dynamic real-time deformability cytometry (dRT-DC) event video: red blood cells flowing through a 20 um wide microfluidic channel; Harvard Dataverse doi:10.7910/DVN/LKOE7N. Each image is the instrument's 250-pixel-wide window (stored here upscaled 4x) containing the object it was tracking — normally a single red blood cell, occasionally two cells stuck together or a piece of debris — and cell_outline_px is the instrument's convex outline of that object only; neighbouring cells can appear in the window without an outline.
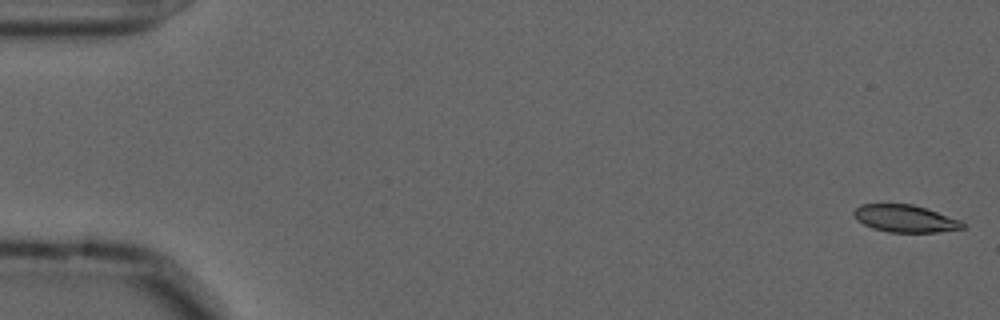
{"species": "common noctule bat (a hibernating species)", "species_latin": "Nyctalus noctula", "temperature_condition": "cold", "stored_images_in_passage": 57, "camera_frame_rate_fps": 3000, "um_per_image_px": 0.085, "animal": {"sex": "male", "forearm_length_mm": 52.5}, "frame": {"image": 1, "passage_image": 1, "time_ms": 0.0, "image_size_px": [1000, 320], "cell_outline_px": [[964, 228], [936, 232], [888, 232], [872, 228], [856, 220], [852, 212], [860, 204], [912, 204], [960, 220], [964, 224]], "centroid_in_image_um": [76.88, 18.58], "position_along_channel_um": 8.1, "area_um2": 17.11}}
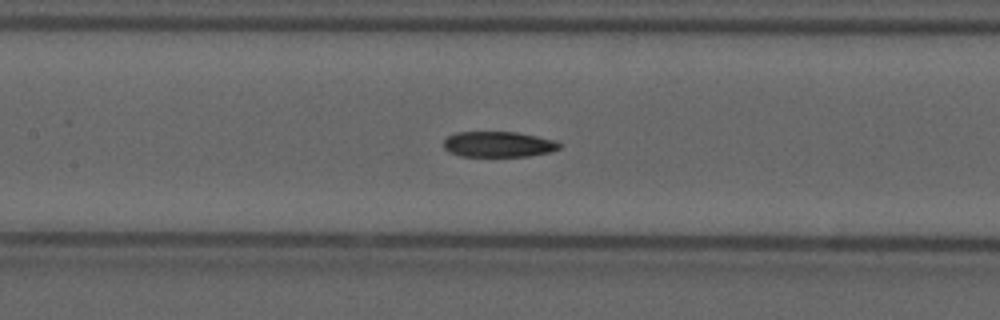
{"frame": {"image": 2, "passage_image": 26, "time_ms": 8.333, "image_size_px": [1000, 320], "cell_outline_px": [[560, 148], [548, 152], [528, 156], [460, 156], [448, 152], [444, 148], [444, 140], [448, 136], [456, 132], [516, 132], [536, 136], [552, 140], [560, 144]], "centroid_in_image_um": [42.3, 12.26], "position_along_channel_um": 165.1, "area_um2": 17.11}}
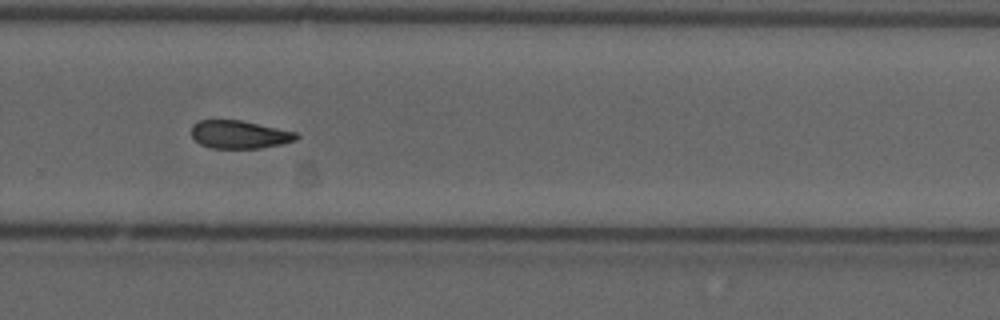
{"frame": {"image": 3, "passage_image": 38, "time_ms": 12.333, "image_size_px": [1000, 320], "cell_outline_px": [[300, 136], [296, 140], [280, 144], [260, 148], [212, 148], [200, 144], [192, 136], [192, 124], [200, 120], [240, 120], [296, 132]], "centroid_in_image_um": [20.34, 11.43], "position_along_channel_um": 309.5, "area_um2": 16.99}, "authors_computed_cell_mechanics": {"area_um2": 18.0336, "velocity_mm_per_s": 3.6276, "shape_relaxation_time_tau1_ms": null, "shape_relaxation_time_tau2_ms": 6.3264, "deformation_change_tau1": null, "deformation_change_tau2": 0.1267}}